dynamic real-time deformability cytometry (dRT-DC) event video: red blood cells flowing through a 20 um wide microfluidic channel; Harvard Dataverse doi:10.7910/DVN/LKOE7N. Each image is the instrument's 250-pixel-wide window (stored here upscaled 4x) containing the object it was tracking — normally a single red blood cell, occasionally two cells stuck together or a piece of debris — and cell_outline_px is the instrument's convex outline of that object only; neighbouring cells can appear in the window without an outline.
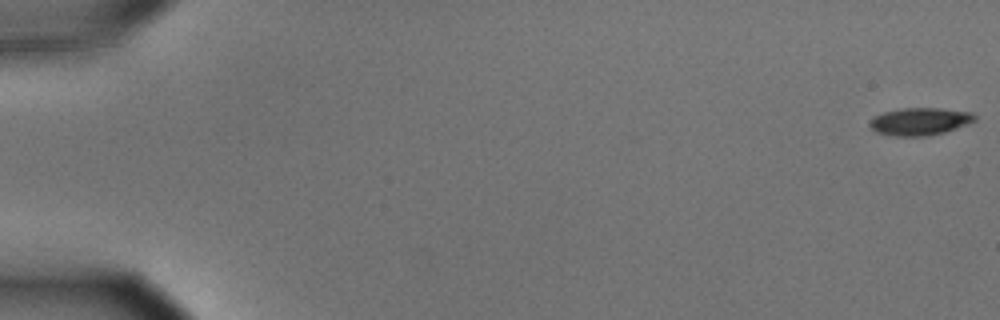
{"species": "common noctule bat (a hibernating species)", "species_latin": "Nyctalus noctula", "temperature_condition": "cold", "stored_images_in_passage": 57, "camera_frame_rate_fps": 3000, "um_per_image_px": 0.085, "animal": {"sex": "male", "body_mass_g": 15.6}, "frame": {"image": 1, "passage_image": 1, "time_ms": 0.0, "image_size_px": [1000, 320], "cell_outline_px": [[976, 120], [956, 128], [944, 132], [928, 136], [896, 136], [876, 132], [868, 124], [872, 116], [884, 112], [900, 108], [940, 108], [972, 112], [976, 116]], "centroid_in_image_um": [78.17, 10.31], "position_along_channel_um": 6.8, "area_um2": 16.88}}
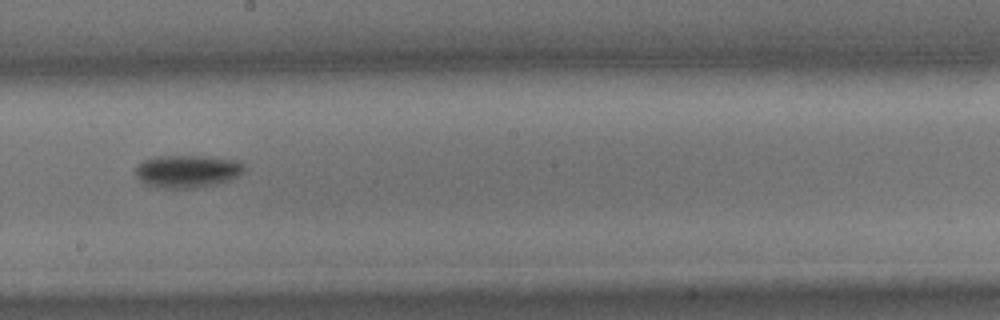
{"frame": {"image": 2, "passage_image": 33, "time_ms": 10.667, "image_size_px": [1000, 320], "cell_outline_px": [[244, 172], [240, 176], [232, 180], [216, 184], [196, 188], [152, 188], [144, 184], [136, 176], [136, 168], [144, 160], [156, 156], [200, 156], [236, 160], [244, 164]], "centroid_in_image_um": [15.93, 14.58], "position_along_channel_um": 232.3, "area_um2": 20.92}}
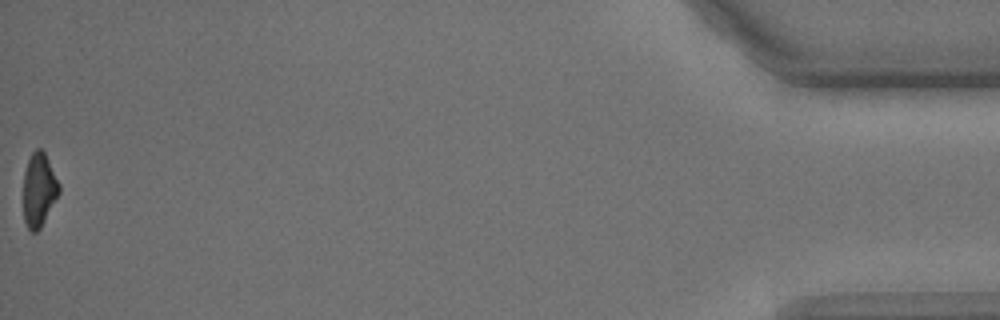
{"frame": {"image": 3, "passage_image": 57, "time_ms": 18.667, "image_size_px": [1000, 320], "cell_outline_px": [[60, 192], [40, 228], [36, 232], [32, 232], [28, 228], [24, 220], [24, 172], [28, 160], [32, 152], [36, 148], [40, 148], [44, 152], [60, 184]], "centroid_in_image_um": [3.31, 16.12], "position_along_channel_um": 431.9, "area_um2": 15.14}, "authors_computed_cell_mechanics": {"area_um2": 18.1492, "velocity_mm_per_s": 3.6241, "shape_relaxation_time_tau1_ms": 1.8011, "shape_relaxation_time_tau2_ms": null, "deformation_change_tau1": 0.1072, "deformation_change_tau2": null}}